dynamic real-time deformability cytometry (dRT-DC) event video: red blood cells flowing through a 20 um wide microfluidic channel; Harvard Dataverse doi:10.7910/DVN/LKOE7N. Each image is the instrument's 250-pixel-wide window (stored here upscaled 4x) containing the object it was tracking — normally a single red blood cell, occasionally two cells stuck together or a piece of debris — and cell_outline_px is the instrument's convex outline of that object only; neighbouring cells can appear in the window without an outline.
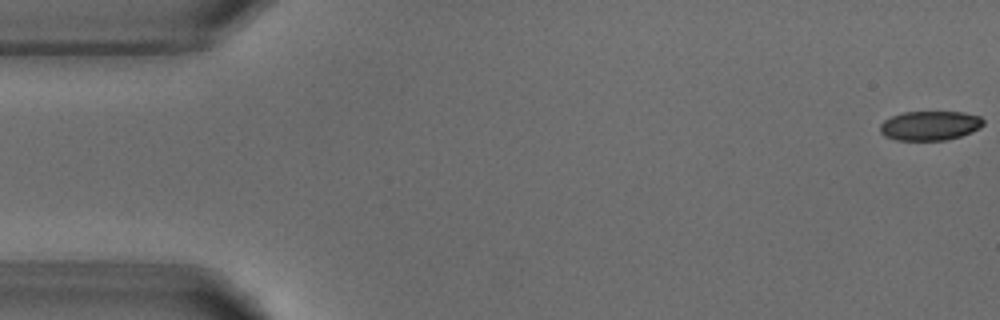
{"species": "common noctule bat (a hibernating species)", "species_latin": "Nyctalus noctula", "temperature_condition": "warm", "stored_images_in_passage": 4, "camera_frame_rate_fps": 3000, "um_per_image_px": 0.085, "animal": {"sex": "male", "body_mass_g": 18.8}, "frame": {"image": 1, "passage_image": 1, "time_ms": 0.0, "image_size_px": [1000, 320], "cell_outline_px": [[984, 124], [980, 128], [972, 132], [948, 140], [896, 140], [884, 136], [880, 132], [880, 124], [884, 120], [892, 116], [904, 112], [964, 112], [980, 116], [984, 120]], "centroid_in_image_um": [79.06, 10.68], "position_along_channel_um": 5.9, "area_um2": 17.8}}